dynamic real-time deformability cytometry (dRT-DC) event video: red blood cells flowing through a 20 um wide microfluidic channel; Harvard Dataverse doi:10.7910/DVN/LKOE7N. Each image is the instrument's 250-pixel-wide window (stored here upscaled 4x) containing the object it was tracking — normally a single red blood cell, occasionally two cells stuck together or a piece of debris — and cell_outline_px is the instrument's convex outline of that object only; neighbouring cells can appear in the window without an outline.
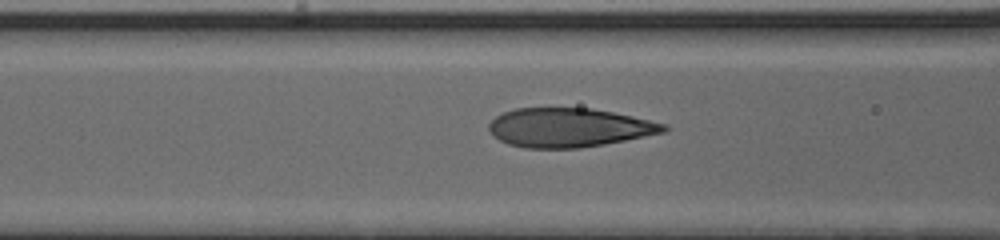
{"species": "human", "species_latin": "Homo sapiens", "temperature_condition": "cold", "stored_images_in_passage": 29, "camera_frame_rate_fps": 3000, "um_per_image_px": 0.085, "donor": {"sex": "male"}, "frame": {"image": 1, "passage_image": 20, "time_ms": 6.333, "image_size_px": [1000, 240], "cell_outline_px": [[668, 128], [664, 132], [604, 144], [580, 148], [524, 148], [508, 144], [500, 140], [488, 128], [488, 124], [496, 116], [504, 112], [516, 108], [592, 108], [632, 116], [668, 124]], "centroid_in_image_um": [48.37, 10.84], "position_along_channel_um": 118.2, "area_um2": 39.54}}
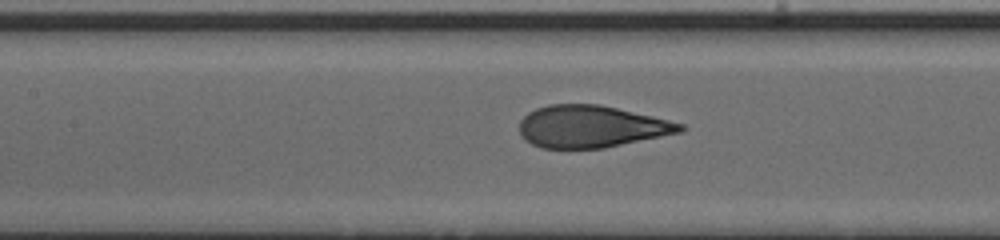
{"frame": {"image": 2, "passage_image": 23, "time_ms": 7.333, "image_size_px": [1000, 240], "cell_outline_px": [[684, 128], [680, 132], [604, 148], [544, 148], [532, 144], [520, 132], [520, 120], [528, 112], [536, 108], [548, 104], [600, 104], [652, 116], [684, 124]], "centroid_in_image_um": [50.24, 10.74], "position_along_channel_um": 157.2, "area_um2": 39.02}}
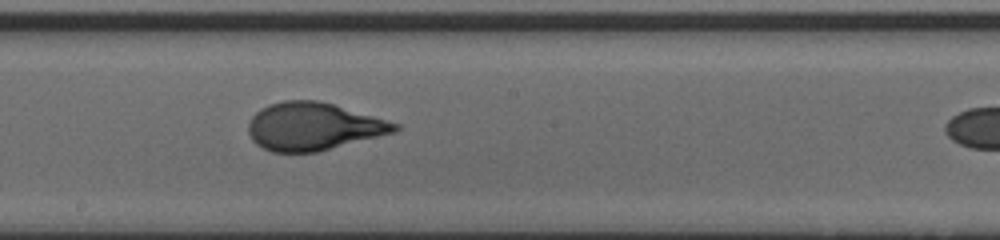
{"frame": {"image": 3, "passage_image": 28, "time_ms": 9.0, "image_size_px": [1000, 240], "cell_outline_px": [[400, 128], [396, 132], [316, 152], [272, 152], [256, 144], [252, 140], [248, 132], [248, 124], [252, 116], [260, 108], [268, 104], [284, 100], [316, 100], [332, 104], [400, 124]], "centroid_in_image_um": [26.6, 10.75], "position_along_channel_um": 221.6, "area_um2": 40.52}}